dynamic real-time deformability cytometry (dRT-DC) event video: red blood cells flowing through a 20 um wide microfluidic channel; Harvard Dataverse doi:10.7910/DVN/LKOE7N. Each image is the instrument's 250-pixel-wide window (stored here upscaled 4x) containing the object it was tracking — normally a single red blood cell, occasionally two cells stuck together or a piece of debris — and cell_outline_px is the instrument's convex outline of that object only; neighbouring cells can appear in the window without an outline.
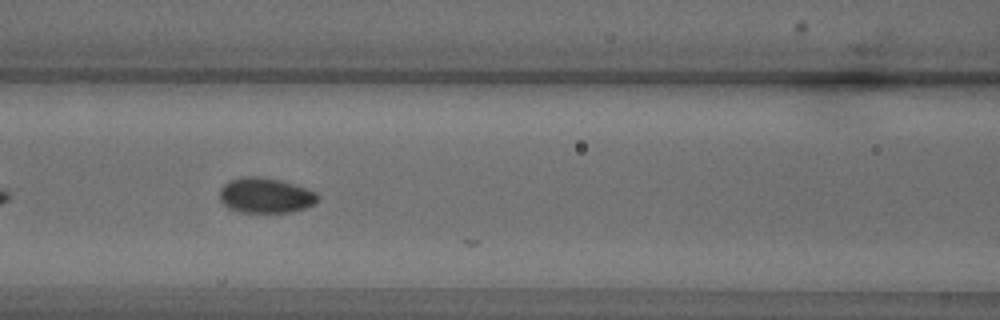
{"species": "common noctule bat (a hibernating species)", "species_latin": "Nyctalus noctula", "temperature_condition": "warm", "stored_images_in_passage": 10, "camera_frame_rate_fps": 3000, "um_per_image_px": 0.085, "animal": {"sex": "male", "body_mass_g": 18.8}, "frame": {"image": 1, "passage_image": 8, "time_ms": 2.333, "image_size_px": [1000, 320], "cell_outline_px": [[320, 196], [312, 204], [304, 208], [288, 212], [240, 212], [228, 208], [220, 200], [220, 188], [228, 180], [240, 176], [260, 176], [280, 180], [316, 192]], "centroid_in_image_um": [22.51, 16.59], "position_along_channel_um": 144.1, "area_um2": 20.06}}